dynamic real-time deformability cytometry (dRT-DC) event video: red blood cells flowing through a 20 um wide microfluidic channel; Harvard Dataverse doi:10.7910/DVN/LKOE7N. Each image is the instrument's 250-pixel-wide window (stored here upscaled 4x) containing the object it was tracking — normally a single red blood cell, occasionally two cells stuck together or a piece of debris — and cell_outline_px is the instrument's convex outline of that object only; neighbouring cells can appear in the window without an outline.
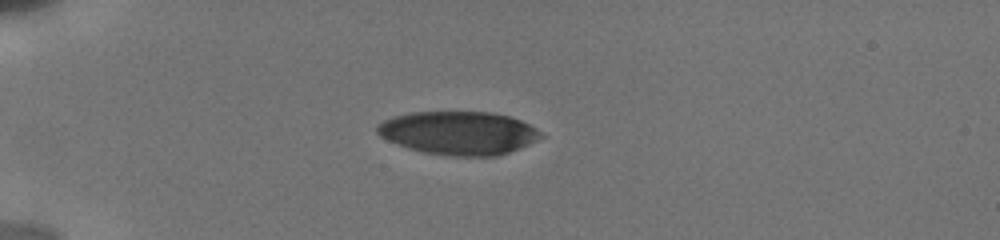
{"species": "human", "species_latin": "Homo sapiens", "temperature_condition": "cold", "stored_images_in_passage": 10, "camera_frame_rate_fps": 3000, "um_per_image_px": 0.085, "donor": {"sex": "male"}, "frame": {"image": 1, "passage_image": 1, "time_ms": 0.0, "image_size_px": [1000, 240], "cell_outline_px": [[548, 136], [520, 148], [496, 156], [448, 156], [424, 152], [408, 148], [396, 144], [380, 136], [376, 132], [376, 124], [392, 116], [412, 112], [492, 112], [508, 116], [520, 120], [536, 128]], "centroid_in_image_um": [39.0, 11.3], "position_along_channel_um": 46.0, "area_um2": 41.67}}
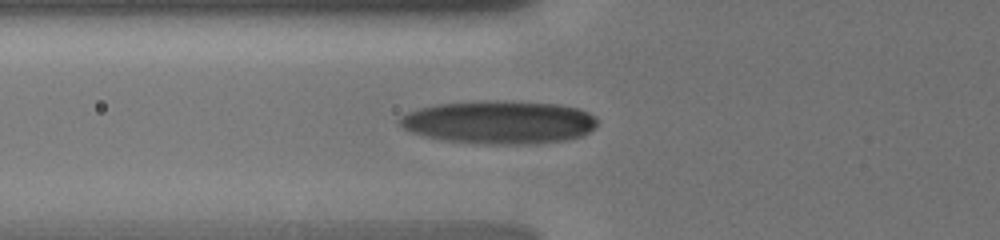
{"frame": {"image": 2, "passage_image": 6, "time_ms": 2.0, "image_size_px": [1000, 240], "cell_outline_px": [[600, 120], [596, 128], [580, 136], [564, 140], [524, 144], [484, 144], [444, 140], [412, 132], [404, 128], [396, 120], [400, 116], [408, 112], [420, 108], [436, 104], [480, 100], [516, 100], [560, 104], [580, 108], [596, 116]], "centroid_in_image_um": [42.48, 10.36], "position_along_channel_um": 83.3, "area_um2": 50.29}}
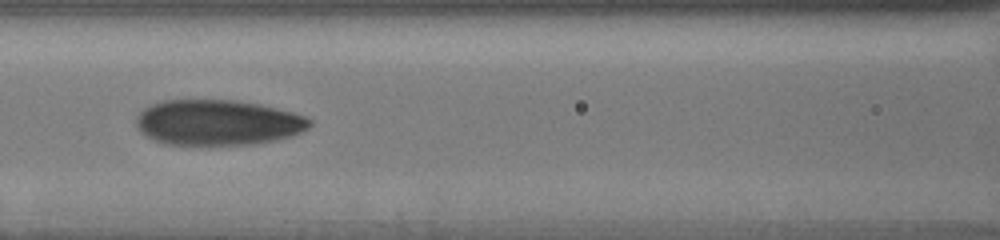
{"frame": {"image": 3, "passage_image": 9, "time_ms": 3.667, "image_size_px": [1000, 240], "cell_outline_px": [[312, 124], [308, 128], [292, 136], [252, 144], [164, 144], [144, 136], [136, 128], [136, 116], [144, 108], [160, 100], [236, 100], [260, 104], [292, 112], [304, 116], [312, 120]], "centroid_in_image_um": [18.47, 10.4], "position_along_channel_um": 148.1, "area_um2": 46.01}}